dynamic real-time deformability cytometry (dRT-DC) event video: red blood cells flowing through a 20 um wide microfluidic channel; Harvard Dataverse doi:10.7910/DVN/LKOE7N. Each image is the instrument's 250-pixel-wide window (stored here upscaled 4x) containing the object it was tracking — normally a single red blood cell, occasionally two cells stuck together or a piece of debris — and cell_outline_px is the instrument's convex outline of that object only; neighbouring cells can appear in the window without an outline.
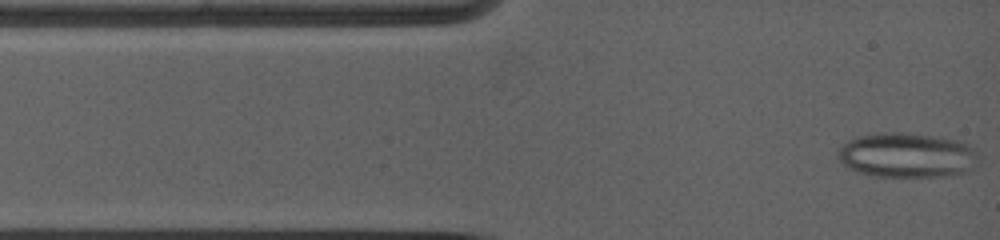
{"species": "common noctule bat (a hibernating species)", "species_latin": "Nyctalus noctula", "temperature_condition": "warm", "stored_images_in_passage": 4, "camera_frame_rate_fps": 5000, "um_per_image_px": 0.085, "animal": {"sex": "female", "body_mass_g": 19.0, "forearm_length_mm": 53.3}, "frame": {"image": 1, "passage_image": 1, "time_ms": 0.0, "image_size_px": [1000, 240], "cell_outline_px": [[976, 156], [972, 168], [964, 172], [932, 176], [876, 176], [860, 172], [844, 164], [840, 160], [840, 148], [844, 144], [852, 140], [864, 136], [884, 132], [900, 132], [928, 136], [952, 140], [976, 152]], "centroid_in_image_um": [77.03, 13.2], "position_along_channel_um": 8.0, "area_um2": 34.8}}